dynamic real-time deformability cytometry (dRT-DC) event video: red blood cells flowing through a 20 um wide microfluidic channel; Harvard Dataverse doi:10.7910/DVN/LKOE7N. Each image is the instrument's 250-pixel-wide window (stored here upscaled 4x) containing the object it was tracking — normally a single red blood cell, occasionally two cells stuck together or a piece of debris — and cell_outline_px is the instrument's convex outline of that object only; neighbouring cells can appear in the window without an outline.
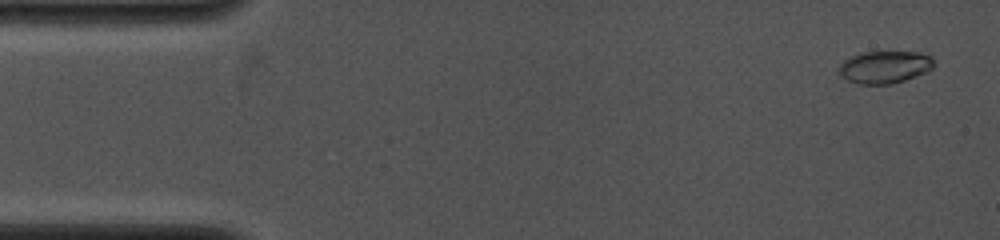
{"species": "common noctule bat (a hibernating species)", "species_latin": "Nyctalus noctula", "temperature_condition": "cold", "stored_images_in_passage": 13, "camera_frame_rate_fps": 4000, "um_per_image_px": 0.085, "animal": {"sex": "female", "body_mass_g": 19.0, "forearm_length_mm": 53.3}, "frame": {"image": 1, "passage_image": 1, "time_ms": 0.0, "image_size_px": [1000, 240], "cell_outline_px": [[936, 64], [928, 72], [892, 84], [860, 84], [848, 80], [840, 76], [840, 64], [844, 60], [860, 52], [920, 52], [932, 56]], "centroid_in_image_um": [75.25, 5.69], "position_along_channel_um": 9.8, "area_um2": 18.03}}